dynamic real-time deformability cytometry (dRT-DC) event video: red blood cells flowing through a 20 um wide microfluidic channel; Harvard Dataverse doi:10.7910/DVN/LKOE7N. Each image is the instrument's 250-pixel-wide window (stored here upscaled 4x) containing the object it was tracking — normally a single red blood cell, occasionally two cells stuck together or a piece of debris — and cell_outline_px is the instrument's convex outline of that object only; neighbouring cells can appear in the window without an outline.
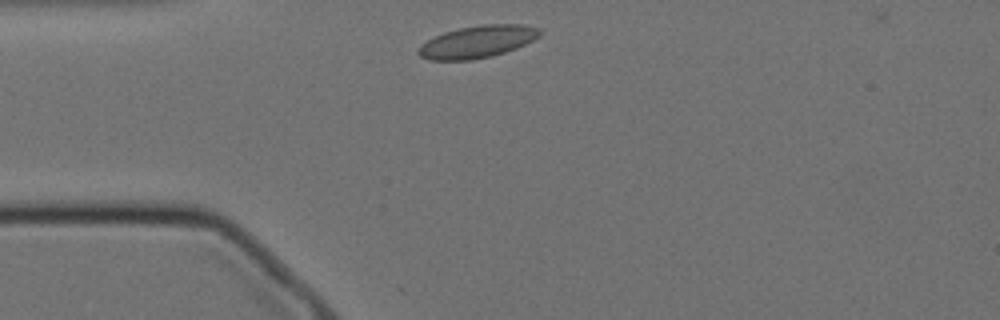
{"species": "Egyptian fruit bat (a non-hibernating species)", "species_latin": "Rousettus aegyptiacus", "temperature_condition": "cold", "stored_images_in_passage": 46, "camera_frame_rate_fps": 3000, "um_per_image_px": 0.085, "animal": {"sex": "female"}, "frame": {"image": 1, "passage_image": 2, "time_ms": 0.333, "image_size_px": [1000, 320], "cell_outline_px": [[540, 36], [516, 48], [492, 56], [472, 60], [428, 60], [420, 56], [416, 52], [416, 48], [420, 44], [444, 32], [460, 28], [480, 24], [524, 24], [540, 28]], "centroid_in_image_um": [40.55, 3.55], "position_along_channel_um": 44.4, "area_um2": 22.89}}
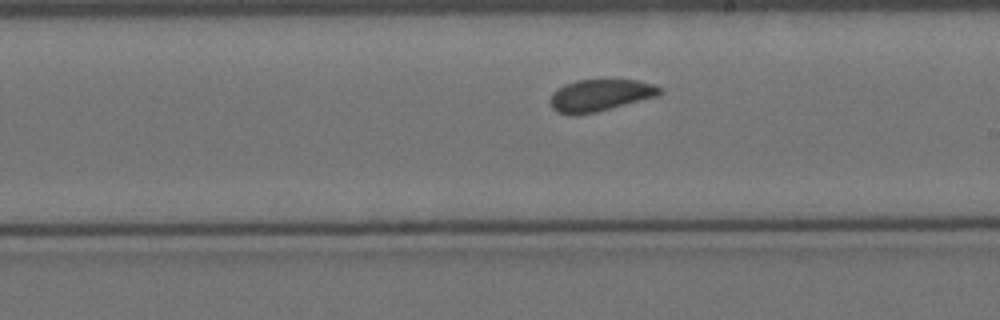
{"frame": {"image": 2, "passage_image": 20, "time_ms": 6.333, "image_size_px": [1000, 320], "cell_outline_px": [[664, 92], [656, 96], [596, 112], [576, 116], [568, 116], [556, 112], [552, 108], [552, 92], [556, 88], [564, 84], [576, 80], [636, 80], [656, 84]], "centroid_in_image_um": [50.98, 8.11], "position_along_channel_um": 238.0, "area_um2": 20.46}}
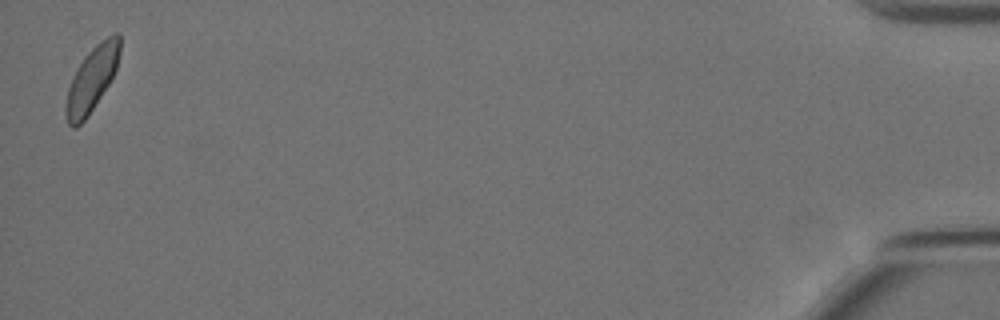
{"frame": {"image": 3, "passage_image": 45, "time_ms": 14.667, "image_size_px": [1000, 320], "cell_outline_px": [[120, 52], [116, 68], [108, 84], [84, 120], [76, 128], [72, 128], [68, 124], [64, 112], [64, 108], [68, 88], [72, 76], [76, 68], [88, 52], [100, 40], [116, 32], [120, 32]], "centroid_in_image_um": [7.78, 6.71], "position_along_channel_um": 427.4, "area_um2": 20.17}}